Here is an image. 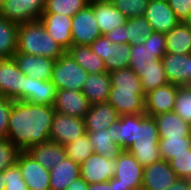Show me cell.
Returning <instances> with one entry per match:
<instances>
[{
	"instance_id": "1",
	"label": "cell",
	"mask_w": 191,
	"mask_h": 190,
	"mask_svg": "<svg viewBox=\"0 0 191 190\" xmlns=\"http://www.w3.org/2000/svg\"><path fill=\"white\" fill-rule=\"evenodd\" d=\"M55 113L53 105L14 101L6 138L20 151L47 142Z\"/></svg>"
},
{
	"instance_id": "2",
	"label": "cell",
	"mask_w": 191,
	"mask_h": 190,
	"mask_svg": "<svg viewBox=\"0 0 191 190\" xmlns=\"http://www.w3.org/2000/svg\"><path fill=\"white\" fill-rule=\"evenodd\" d=\"M16 52L57 60L66 50L48 34L39 19L19 24Z\"/></svg>"
},
{
	"instance_id": "3",
	"label": "cell",
	"mask_w": 191,
	"mask_h": 190,
	"mask_svg": "<svg viewBox=\"0 0 191 190\" xmlns=\"http://www.w3.org/2000/svg\"><path fill=\"white\" fill-rule=\"evenodd\" d=\"M159 133L154 117L145 113L138 114L137 140L127 151L143 166L152 165L161 160L159 151Z\"/></svg>"
},
{
	"instance_id": "4",
	"label": "cell",
	"mask_w": 191,
	"mask_h": 190,
	"mask_svg": "<svg viewBox=\"0 0 191 190\" xmlns=\"http://www.w3.org/2000/svg\"><path fill=\"white\" fill-rule=\"evenodd\" d=\"M88 74L66 51L55 60L51 81L57 89L81 91L87 81Z\"/></svg>"
},
{
	"instance_id": "5",
	"label": "cell",
	"mask_w": 191,
	"mask_h": 190,
	"mask_svg": "<svg viewBox=\"0 0 191 190\" xmlns=\"http://www.w3.org/2000/svg\"><path fill=\"white\" fill-rule=\"evenodd\" d=\"M116 172L109 180L113 190H141L144 167L127 150L116 159Z\"/></svg>"
},
{
	"instance_id": "6",
	"label": "cell",
	"mask_w": 191,
	"mask_h": 190,
	"mask_svg": "<svg viewBox=\"0 0 191 190\" xmlns=\"http://www.w3.org/2000/svg\"><path fill=\"white\" fill-rule=\"evenodd\" d=\"M26 75L12 58L0 59V95L14 101H25Z\"/></svg>"
},
{
	"instance_id": "7",
	"label": "cell",
	"mask_w": 191,
	"mask_h": 190,
	"mask_svg": "<svg viewBox=\"0 0 191 190\" xmlns=\"http://www.w3.org/2000/svg\"><path fill=\"white\" fill-rule=\"evenodd\" d=\"M71 34L72 45H91L102 36L90 3L72 17Z\"/></svg>"
},
{
	"instance_id": "8",
	"label": "cell",
	"mask_w": 191,
	"mask_h": 190,
	"mask_svg": "<svg viewBox=\"0 0 191 190\" xmlns=\"http://www.w3.org/2000/svg\"><path fill=\"white\" fill-rule=\"evenodd\" d=\"M45 10V0H5L0 15L17 24L39 20Z\"/></svg>"
},
{
	"instance_id": "9",
	"label": "cell",
	"mask_w": 191,
	"mask_h": 190,
	"mask_svg": "<svg viewBox=\"0 0 191 190\" xmlns=\"http://www.w3.org/2000/svg\"><path fill=\"white\" fill-rule=\"evenodd\" d=\"M86 133L83 118L72 117L56 112L53 118L49 140L64 146L74 142Z\"/></svg>"
},
{
	"instance_id": "10",
	"label": "cell",
	"mask_w": 191,
	"mask_h": 190,
	"mask_svg": "<svg viewBox=\"0 0 191 190\" xmlns=\"http://www.w3.org/2000/svg\"><path fill=\"white\" fill-rule=\"evenodd\" d=\"M16 164L29 190H50L49 169L41 166L27 151H20Z\"/></svg>"
},
{
	"instance_id": "11",
	"label": "cell",
	"mask_w": 191,
	"mask_h": 190,
	"mask_svg": "<svg viewBox=\"0 0 191 190\" xmlns=\"http://www.w3.org/2000/svg\"><path fill=\"white\" fill-rule=\"evenodd\" d=\"M116 160H108L101 154L92 153L80 164V176L88 184L109 181L116 172Z\"/></svg>"
},
{
	"instance_id": "12",
	"label": "cell",
	"mask_w": 191,
	"mask_h": 190,
	"mask_svg": "<svg viewBox=\"0 0 191 190\" xmlns=\"http://www.w3.org/2000/svg\"><path fill=\"white\" fill-rule=\"evenodd\" d=\"M179 177L166 160H159L144 167L141 190H166L176 183Z\"/></svg>"
},
{
	"instance_id": "13",
	"label": "cell",
	"mask_w": 191,
	"mask_h": 190,
	"mask_svg": "<svg viewBox=\"0 0 191 190\" xmlns=\"http://www.w3.org/2000/svg\"><path fill=\"white\" fill-rule=\"evenodd\" d=\"M143 16L150 23L153 31L164 34L180 23L167 0H149Z\"/></svg>"
},
{
	"instance_id": "14",
	"label": "cell",
	"mask_w": 191,
	"mask_h": 190,
	"mask_svg": "<svg viewBox=\"0 0 191 190\" xmlns=\"http://www.w3.org/2000/svg\"><path fill=\"white\" fill-rule=\"evenodd\" d=\"M178 92V85L166 84L149 91L145 96V114L156 116L158 114L172 112Z\"/></svg>"
},
{
	"instance_id": "15",
	"label": "cell",
	"mask_w": 191,
	"mask_h": 190,
	"mask_svg": "<svg viewBox=\"0 0 191 190\" xmlns=\"http://www.w3.org/2000/svg\"><path fill=\"white\" fill-rule=\"evenodd\" d=\"M145 96L138 90L111 88L107 102L119 116L145 113Z\"/></svg>"
},
{
	"instance_id": "16",
	"label": "cell",
	"mask_w": 191,
	"mask_h": 190,
	"mask_svg": "<svg viewBox=\"0 0 191 190\" xmlns=\"http://www.w3.org/2000/svg\"><path fill=\"white\" fill-rule=\"evenodd\" d=\"M53 106L57 113L84 118L89 110L90 103L82 91L57 89Z\"/></svg>"
},
{
	"instance_id": "17",
	"label": "cell",
	"mask_w": 191,
	"mask_h": 190,
	"mask_svg": "<svg viewBox=\"0 0 191 190\" xmlns=\"http://www.w3.org/2000/svg\"><path fill=\"white\" fill-rule=\"evenodd\" d=\"M13 59L24 75L40 80H51L54 59L18 52L13 54Z\"/></svg>"
},
{
	"instance_id": "18",
	"label": "cell",
	"mask_w": 191,
	"mask_h": 190,
	"mask_svg": "<svg viewBox=\"0 0 191 190\" xmlns=\"http://www.w3.org/2000/svg\"><path fill=\"white\" fill-rule=\"evenodd\" d=\"M40 20L48 34L66 51L72 47V17L57 13H42Z\"/></svg>"
},
{
	"instance_id": "19",
	"label": "cell",
	"mask_w": 191,
	"mask_h": 190,
	"mask_svg": "<svg viewBox=\"0 0 191 190\" xmlns=\"http://www.w3.org/2000/svg\"><path fill=\"white\" fill-rule=\"evenodd\" d=\"M90 4L102 35L121 27L128 20L109 0H90Z\"/></svg>"
},
{
	"instance_id": "20",
	"label": "cell",
	"mask_w": 191,
	"mask_h": 190,
	"mask_svg": "<svg viewBox=\"0 0 191 190\" xmlns=\"http://www.w3.org/2000/svg\"><path fill=\"white\" fill-rule=\"evenodd\" d=\"M161 62L170 84L183 86L191 76V54L166 53Z\"/></svg>"
},
{
	"instance_id": "21",
	"label": "cell",
	"mask_w": 191,
	"mask_h": 190,
	"mask_svg": "<svg viewBox=\"0 0 191 190\" xmlns=\"http://www.w3.org/2000/svg\"><path fill=\"white\" fill-rule=\"evenodd\" d=\"M86 131H101L117 123L119 114L108 102L90 105L84 116Z\"/></svg>"
},
{
	"instance_id": "22",
	"label": "cell",
	"mask_w": 191,
	"mask_h": 190,
	"mask_svg": "<svg viewBox=\"0 0 191 190\" xmlns=\"http://www.w3.org/2000/svg\"><path fill=\"white\" fill-rule=\"evenodd\" d=\"M153 117L156 121L160 138H190L191 125L176 112H166Z\"/></svg>"
},
{
	"instance_id": "23",
	"label": "cell",
	"mask_w": 191,
	"mask_h": 190,
	"mask_svg": "<svg viewBox=\"0 0 191 190\" xmlns=\"http://www.w3.org/2000/svg\"><path fill=\"white\" fill-rule=\"evenodd\" d=\"M56 91V85L51 80H40L26 76L24 102L54 105Z\"/></svg>"
},
{
	"instance_id": "24",
	"label": "cell",
	"mask_w": 191,
	"mask_h": 190,
	"mask_svg": "<svg viewBox=\"0 0 191 190\" xmlns=\"http://www.w3.org/2000/svg\"><path fill=\"white\" fill-rule=\"evenodd\" d=\"M41 166L52 169L59 165L65 158L66 152L63 145L56 144L54 141L33 145L26 150Z\"/></svg>"
},
{
	"instance_id": "25",
	"label": "cell",
	"mask_w": 191,
	"mask_h": 190,
	"mask_svg": "<svg viewBox=\"0 0 191 190\" xmlns=\"http://www.w3.org/2000/svg\"><path fill=\"white\" fill-rule=\"evenodd\" d=\"M110 73H89L87 81L82 88V93L90 105L107 102L111 90Z\"/></svg>"
},
{
	"instance_id": "26",
	"label": "cell",
	"mask_w": 191,
	"mask_h": 190,
	"mask_svg": "<svg viewBox=\"0 0 191 190\" xmlns=\"http://www.w3.org/2000/svg\"><path fill=\"white\" fill-rule=\"evenodd\" d=\"M93 147V153L101 154L108 160H116L123 149L114 142L113 124L108 129L86 131Z\"/></svg>"
},
{
	"instance_id": "27",
	"label": "cell",
	"mask_w": 191,
	"mask_h": 190,
	"mask_svg": "<svg viewBox=\"0 0 191 190\" xmlns=\"http://www.w3.org/2000/svg\"><path fill=\"white\" fill-rule=\"evenodd\" d=\"M50 190H66L72 181L80 177V164L65 158L49 170Z\"/></svg>"
},
{
	"instance_id": "28",
	"label": "cell",
	"mask_w": 191,
	"mask_h": 190,
	"mask_svg": "<svg viewBox=\"0 0 191 190\" xmlns=\"http://www.w3.org/2000/svg\"><path fill=\"white\" fill-rule=\"evenodd\" d=\"M138 114L121 115L117 123L113 124L114 142L123 150L137 140Z\"/></svg>"
},
{
	"instance_id": "29",
	"label": "cell",
	"mask_w": 191,
	"mask_h": 190,
	"mask_svg": "<svg viewBox=\"0 0 191 190\" xmlns=\"http://www.w3.org/2000/svg\"><path fill=\"white\" fill-rule=\"evenodd\" d=\"M166 53L191 54V28L180 22L165 34Z\"/></svg>"
},
{
	"instance_id": "30",
	"label": "cell",
	"mask_w": 191,
	"mask_h": 190,
	"mask_svg": "<svg viewBox=\"0 0 191 190\" xmlns=\"http://www.w3.org/2000/svg\"><path fill=\"white\" fill-rule=\"evenodd\" d=\"M67 52L88 73L106 72L104 61L92 51L90 45H72Z\"/></svg>"
},
{
	"instance_id": "31",
	"label": "cell",
	"mask_w": 191,
	"mask_h": 190,
	"mask_svg": "<svg viewBox=\"0 0 191 190\" xmlns=\"http://www.w3.org/2000/svg\"><path fill=\"white\" fill-rule=\"evenodd\" d=\"M19 24L0 15V59L12 58L17 50Z\"/></svg>"
},
{
	"instance_id": "32",
	"label": "cell",
	"mask_w": 191,
	"mask_h": 190,
	"mask_svg": "<svg viewBox=\"0 0 191 190\" xmlns=\"http://www.w3.org/2000/svg\"><path fill=\"white\" fill-rule=\"evenodd\" d=\"M131 45L119 44L108 40L107 59L104 66L107 72L116 71L130 66Z\"/></svg>"
},
{
	"instance_id": "33",
	"label": "cell",
	"mask_w": 191,
	"mask_h": 190,
	"mask_svg": "<svg viewBox=\"0 0 191 190\" xmlns=\"http://www.w3.org/2000/svg\"><path fill=\"white\" fill-rule=\"evenodd\" d=\"M136 74L140 78L142 89L145 94L169 83L161 59L154 61V65L152 66L139 69Z\"/></svg>"
},
{
	"instance_id": "34",
	"label": "cell",
	"mask_w": 191,
	"mask_h": 190,
	"mask_svg": "<svg viewBox=\"0 0 191 190\" xmlns=\"http://www.w3.org/2000/svg\"><path fill=\"white\" fill-rule=\"evenodd\" d=\"M126 44L132 45L141 42L152 32L150 23L144 16L130 18L124 24Z\"/></svg>"
},
{
	"instance_id": "35",
	"label": "cell",
	"mask_w": 191,
	"mask_h": 190,
	"mask_svg": "<svg viewBox=\"0 0 191 190\" xmlns=\"http://www.w3.org/2000/svg\"><path fill=\"white\" fill-rule=\"evenodd\" d=\"M109 73L111 88L138 90L142 95H146L142 89L139 76L130 67Z\"/></svg>"
},
{
	"instance_id": "36",
	"label": "cell",
	"mask_w": 191,
	"mask_h": 190,
	"mask_svg": "<svg viewBox=\"0 0 191 190\" xmlns=\"http://www.w3.org/2000/svg\"><path fill=\"white\" fill-rule=\"evenodd\" d=\"M90 3V0H45L43 13H57L73 17Z\"/></svg>"
},
{
	"instance_id": "37",
	"label": "cell",
	"mask_w": 191,
	"mask_h": 190,
	"mask_svg": "<svg viewBox=\"0 0 191 190\" xmlns=\"http://www.w3.org/2000/svg\"><path fill=\"white\" fill-rule=\"evenodd\" d=\"M155 53L144 46L143 41L131 45L130 51V68L136 73L139 69L147 68L154 65L157 61Z\"/></svg>"
},
{
	"instance_id": "38",
	"label": "cell",
	"mask_w": 191,
	"mask_h": 190,
	"mask_svg": "<svg viewBox=\"0 0 191 190\" xmlns=\"http://www.w3.org/2000/svg\"><path fill=\"white\" fill-rule=\"evenodd\" d=\"M64 148L66 158L72 159L78 164L84 162L93 153V147L87 133L74 142L64 145Z\"/></svg>"
},
{
	"instance_id": "39",
	"label": "cell",
	"mask_w": 191,
	"mask_h": 190,
	"mask_svg": "<svg viewBox=\"0 0 191 190\" xmlns=\"http://www.w3.org/2000/svg\"><path fill=\"white\" fill-rule=\"evenodd\" d=\"M191 148L190 138L169 139L160 138L159 151L163 160L169 161L175 155L185 153L187 149Z\"/></svg>"
},
{
	"instance_id": "40",
	"label": "cell",
	"mask_w": 191,
	"mask_h": 190,
	"mask_svg": "<svg viewBox=\"0 0 191 190\" xmlns=\"http://www.w3.org/2000/svg\"><path fill=\"white\" fill-rule=\"evenodd\" d=\"M128 19L143 16L149 0H109Z\"/></svg>"
},
{
	"instance_id": "41",
	"label": "cell",
	"mask_w": 191,
	"mask_h": 190,
	"mask_svg": "<svg viewBox=\"0 0 191 190\" xmlns=\"http://www.w3.org/2000/svg\"><path fill=\"white\" fill-rule=\"evenodd\" d=\"M176 112L183 120L191 125V90L185 86H178L177 97L174 106Z\"/></svg>"
},
{
	"instance_id": "42",
	"label": "cell",
	"mask_w": 191,
	"mask_h": 190,
	"mask_svg": "<svg viewBox=\"0 0 191 190\" xmlns=\"http://www.w3.org/2000/svg\"><path fill=\"white\" fill-rule=\"evenodd\" d=\"M20 150L7 138L0 139V172L9 169L17 162Z\"/></svg>"
},
{
	"instance_id": "43",
	"label": "cell",
	"mask_w": 191,
	"mask_h": 190,
	"mask_svg": "<svg viewBox=\"0 0 191 190\" xmlns=\"http://www.w3.org/2000/svg\"><path fill=\"white\" fill-rule=\"evenodd\" d=\"M179 178L191 179V148L168 161Z\"/></svg>"
},
{
	"instance_id": "44",
	"label": "cell",
	"mask_w": 191,
	"mask_h": 190,
	"mask_svg": "<svg viewBox=\"0 0 191 190\" xmlns=\"http://www.w3.org/2000/svg\"><path fill=\"white\" fill-rule=\"evenodd\" d=\"M2 173L6 183L5 190H29L17 164L5 169Z\"/></svg>"
},
{
	"instance_id": "45",
	"label": "cell",
	"mask_w": 191,
	"mask_h": 190,
	"mask_svg": "<svg viewBox=\"0 0 191 190\" xmlns=\"http://www.w3.org/2000/svg\"><path fill=\"white\" fill-rule=\"evenodd\" d=\"M144 46L155 53L157 59H162L166 54V38L164 33L153 31L147 38L143 40Z\"/></svg>"
},
{
	"instance_id": "46",
	"label": "cell",
	"mask_w": 191,
	"mask_h": 190,
	"mask_svg": "<svg viewBox=\"0 0 191 190\" xmlns=\"http://www.w3.org/2000/svg\"><path fill=\"white\" fill-rule=\"evenodd\" d=\"M14 100L0 95V137L6 138L9 116Z\"/></svg>"
},
{
	"instance_id": "47",
	"label": "cell",
	"mask_w": 191,
	"mask_h": 190,
	"mask_svg": "<svg viewBox=\"0 0 191 190\" xmlns=\"http://www.w3.org/2000/svg\"><path fill=\"white\" fill-rule=\"evenodd\" d=\"M180 22H186L191 16V0H167Z\"/></svg>"
},
{
	"instance_id": "48",
	"label": "cell",
	"mask_w": 191,
	"mask_h": 190,
	"mask_svg": "<svg viewBox=\"0 0 191 190\" xmlns=\"http://www.w3.org/2000/svg\"><path fill=\"white\" fill-rule=\"evenodd\" d=\"M92 51L102 58L103 61L107 59L108 39L105 35L98 37L91 45Z\"/></svg>"
},
{
	"instance_id": "49",
	"label": "cell",
	"mask_w": 191,
	"mask_h": 190,
	"mask_svg": "<svg viewBox=\"0 0 191 190\" xmlns=\"http://www.w3.org/2000/svg\"><path fill=\"white\" fill-rule=\"evenodd\" d=\"M105 36L111 42H116L119 44H125L126 43L124 25L111 30L110 32L106 33Z\"/></svg>"
},
{
	"instance_id": "50",
	"label": "cell",
	"mask_w": 191,
	"mask_h": 190,
	"mask_svg": "<svg viewBox=\"0 0 191 190\" xmlns=\"http://www.w3.org/2000/svg\"><path fill=\"white\" fill-rule=\"evenodd\" d=\"M89 184L80 176L66 190H88Z\"/></svg>"
},
{
	"instance_id": "51",
	"label": "cell",
	"mask_w": 191,
	"mask_h": 190,
	"mask_svg": "<svg viewBox=\"0 0 191 190\" xmlns=\"http://www.w3.org/2000/svg\"><path fill=\"white\" fill-rule=\"evenodd\" d=\"M190 180L191 179L178 178L176 183L166 190H187Z\"/></svg>"
},
{
	"instance_id": "52",
	"label": "cell",
	"mask_w": 191,
	"mask_h": 190,
	"mask_svg": "<svg viewBox=\"0 0 191 190\" xmlns=\"http://www.w3.org/2000/svg\"><path fill=\"white\" fill-rule=\"evenodd\" d=\"M88 190H113V186L109 181H105L96 184H89Z\"/></svg>"
},
{
	"instance_id": "53",
	"label": "cell",
	"mask_w": 191,
	"mask_h": 190,
	"mask_svg": "<svg viewBox=\"0 0 191 190\" xmlns=\"http://www.w3.org/2000/svg\"><path fill=\"white\" fill-rule=\"evenodd\" d=\"M6 183L4 181L3 173L0 172V190H5Z\"/></svg>"
},
{
	"instance_id": "54",
	"label": "cell",
	"mask_w": 191,
	"mask_h": 190,
	"mask_svg": "<svg viewBox=\"0 0 191 190\" xmlns=\"http://www.w3.org/2000/svg\"><path fill=\"white\" fill-rule=\"evenodd\" d=\"M183 86H185L187 89L191 90V76H190V78L186 81V83Z\"/></svg>"
},
{
	"instance_id": "55",
	"label": "cell",
	"mask_w": 191,
	"mask_h": 190,
	"mask_svg": "<svg viewBox=\"0 0 191 190\" xmlns=\"http://www.w3.org/2000/svg\"><path fill=\"white\" fill-rule=\"evenodd\" d=\"M191 28V16L185 22Z\"/></svg>"
},
{
	"instance_id": "56",
	"label": "cell",
	"mask_w": 191,
	"mask_h": 190,
	"mask_svg": "<svg viewBox=\"0 0 191 190\" xmlns=\"http://www.w3.org/2000/svg\"><path fill=\"white\" fill-rule=\"evenodd\" d=\"M187 190H191V180L189 181V185H188Z\"/></svg>"
},
{
	"instance_id": "57",
	"label": "cell",
	"mask_w": 191,
	"mask_h": 190,
	"mask_svg": "<svg viewBox=\"0 0 191 190\" xmlns=\"http://www.w3.org/2000/svg\"><path fill=\"white\" fill-rule=\"evenodd\" d=\"M5 0H0V6L4 3Z\"/></svg>"
}]
</instances>
